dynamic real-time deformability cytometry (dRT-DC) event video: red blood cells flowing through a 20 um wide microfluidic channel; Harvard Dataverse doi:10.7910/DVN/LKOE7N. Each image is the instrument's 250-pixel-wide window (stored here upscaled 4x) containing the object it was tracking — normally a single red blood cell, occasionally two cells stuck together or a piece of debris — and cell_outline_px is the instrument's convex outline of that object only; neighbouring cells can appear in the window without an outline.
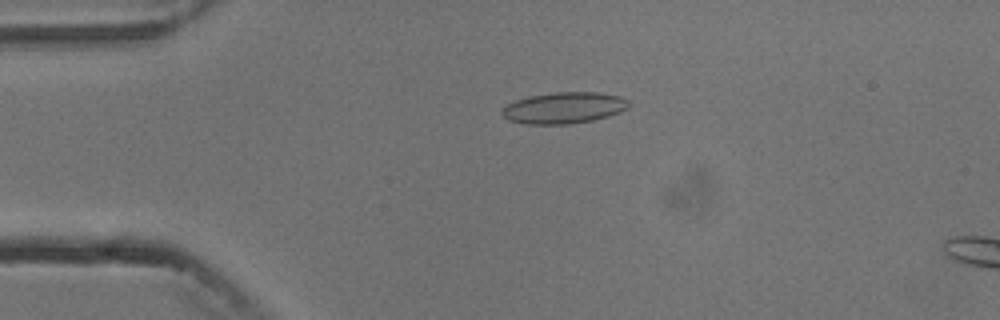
{"species": "common noctule bat (a hibernating species)", "species_latin": "Nyctalus noctula", "temperature_condition": "cold", "stored_images_in_passage": 5, "camera_frame_rate_fps": 3000, "um_per_image_px": 0.085, "animal": {"sex": "male", "body_mass_g": 13.3}, "frame": {"image": 1, "passage_image": 4, "time_ms": 3.333, "image_size_px": [1000, 320], "cell_outline_px": [[632, 104], [628, 108], [620, 112], [608, 116], [592, 120], [568, 124], [524, 124], [508, 120], [500, 112], [508, 104], [516, 100], [528, 96], [556, 92], [596, 92], [620, 96], [628, 100]], "centroid_in_image_um": [47.95, 9.16], "position_along_channel_um": 37.0, "area_um2": 23.18}}